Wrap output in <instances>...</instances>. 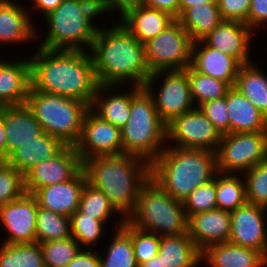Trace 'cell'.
Wrapping results in <instances>:
<instances>
[{
	"label": "cell",
	"mask_w": 267,
	"mask_h": 267,
	"mask_svg": "<svg viewBox=\"0 0 267 267\" xmlns=\"http://www.w3.org/2000/svg\"><path fill=\"white\" fill-rule=\"evenodd\" d=\"M28 58L30 88L77 99L91 107L99 83L89 51L37 47Z\"/></svg>",
	"instance_id": "1"
},
{
	"label": "cell",
	"mask_w": 267,
	"mask_h": 267,
	"mask_svg": "<svg viewBox=\"0 0 267 267\" xmlns=\"http://www.w3.org/2000/svg\"><path fill=\"white\" fill-rule=\"evenodd\" d=\"M89 52L99 84L143 87L151 75L144 44L120 21L98 29Z\"/></svg>",
	"instance_id": "2"
},
{
	"label": "cell",
	"mask_w": 267,
	"mask_h": 267,
	"mask_svg": "<svg viewBox=\"0 0 267 267\" xmlns=\"http://www.w3.org/2000/svg\"><path fill=\"white\" fill-rule=\"evenodd\" d=\"M87 182L101 190L112 208L126 221L135 212L138 194L150 178V163L131 154L98 156L84 160Z\"/></svg>",
	"instance_id": "3"
},
{
	"label": "cell",
	"mask_w": 267,
	"mask_h": 267,
	"mask_svg": "<svg viewBox=\"0 0 267 267\" xmlns=\"http://www.w3.org/2000/svg\"><path fill=\"white\" fill-rule=\"evenodd\" d=\"M217 173L216 153L205 149L167 146L150 163V178L174 199L183 202Z\"/></svg>",
	"instance_id": "4"
},
{
	"label": "cell",
	"mask_w": 267,
	"mask_h": 267,
	"mask_svg": "<svg viewBox=\"0 0 267 267\" xmlns=\"http://www.w3.org/2000/svg\"><path fill=\"white\" fill-rule=\"evenodd\" d=\"M123 154L137 155L149 163L167 143V124L156 111L152 96L142 87L132 98L130 117L120 129Z\"/></svg>",
	"instance_id": "5"
},
{
	"label": "cell",
	"mask_w": 267,
	"mask_h": 267,
	"mask_svg": "<svg viewBox=\"0 0 267 267\" xmlns=\"http://www.w3.org/2000/svg\"><path fill=\"white\" fill-rule=\"evenodd\" d=\"M127 221L160 237L188 233L183 202L174 199L151 178L140 188L135 212Z\"/></svg>",
	"instance_id": "6"
},
{
	"label": "cell",
	"mask_w": 267,
	"mask_h": 267,
	"mask_svg": "<svg viewBox=\"0 0 267 267\" xmlns=\"http://www.w3.org/2000/svg\"><path fill=\"white\" fill-rule=\"evenodd\" d=\"M26 105L46 132L66 146H75L81 132L83 118L90 108L86 103L61 95L29 89Z\"/></svg>",
	"instance_id": "7"
},
{
	"label": "cell",
	"mask_w": 267,
	"mask_h": 267,
	"mask_svg": "<svg viewBox=\"0 0 267 267\" xmlns=\"http://www.w3.org/2000/svg\"><path fill=\"white\" fill-rule=\"evenodd\" d=\"M44 21L48 33L37 47L45 49L89 51L98 30L83 15L79 0H63Z\"/></svg>",
	"instance_id": "8"
},
{
	"label": "cell",
	"mask_w": 267,
	"mask_h": 267,
	"mask_svg": "<svg viewBox=\"0 0 267 267\" xmlns=\"http://www.w3.org/2000/svg\"><path fill=\"white\" fill-rule=\"evenodd\" d=\"M267 160V131L222 135L216 152L217 172L242 174Z\"/></svg>",
	"instance_id": "9"
},
{
	"label": "cell",
	"mask_w": 267,
	"mask_h": 267,
	"mask_svg": "<svg viewBox=\"0 0 267 267\" xmlns=\"http://www.w3.org/2000/svg\"><path fill=\"white\" fill-rule=\"evenodd\" d=\"M159 79L163 83L159 82ZM157 82L160 84L156 87ZM143 87L152 96L156 111L166 124L195 108L191 98L187 68L151 73Z\"/></svg>",
	"instance_id": "10"
},
{
	"label": "cell",
	"mask_w": 267,
	"mask_h": 267,
	"mask_svg": "<svg viewBox=\"0 0 267 267\" xmlns=\"http://www.w3.org/2000/svg\"><path fill=\"white\" fill-rule=\"evenodd\" d=\"M193 41L175 20L145 46V60L151 73L186 69L191 64Z\"/></svg>",
	"instance_id": "11"
},
{
	"label": "cell",
	"mask_w": 267,
	"mask_h": 267,
	"mask_svg": "<svg viewBox=\"0 0 267 267\" xmlns=\"http://www.w3.org/2000/svg\"><path fill=\"white\" fill-rule=\"evenodd\" d=\"M221 137V133L198 107L167 124V143L170 142L167 146L205 149L216 153Z\"/></svg>",
	"instance_id": "12"
},
{
	"label": "cell",
	"mask_w": 267,
	"mask_h": 267,
	"mask_svg": "<svg viewBox=\"0 0 267 267\" xmlns=\"http://www.w3.org/2000/svg\"><path fill=\"white\" fill-rule=\"evenodd\" d=\"M75 149L81 162L92 157L122 155L120 128L89 108L84 115L82 132Z\"/></svg>",
	"instance_id": "13"
},
{
	"label": "cell",
	"mask_w": 267,
	"mask_h": 267,
	"mask_svg": "<svg viewBox=\"0 0 267 267\" xmlns=\"http://www.w3.org/2000/svg\"><path fill=\"white\" fill-rule=\"evenodd\" d=\"M38 203L29 193L0 207V224L7 233L4 244L36 242Z\"/></svg>",
	"instance_id": "14"
},
{
	"label": "cell",
	"mask_w": 267,
	"mask_h": 267,
	"mask_svg": "<svg viewBox=\"0 0 267 267\" xmlns=\"http://www.w3.org/2000/svg\"><path fill=\"white\" fill-rule=\"evenodd\" d=\"M267 208L246 202L230 212V243L261 252L267 258ZM266 224V225H265Z\"/></svg>",
	"instance_id": "15"
},
{
	"label": "cell",
	"mask_w": 267,
	"mask_h": 267,
	"mask_svg": "<svg viewBox=\"0 0 267 267\" xmlns=\"http://www.w3.org/2000/svg\"><path fill=\"white\" fill-rule=\"evenodd\" d=\"M81 168L75 146H65L52 159L40 162L24 175L26 193L33 194L39 188L66 182Z\"/></svg>",
	"instance_id": "16"
},
{
	"label": "cell",
	"mask_w": 267,
	"mask_h": 267,
	"mask_svg": "<svg viewBox=\"0 0 267 267\" xmlns=\"http://www.w3.org/2000/svg\"><path fill=\"white\" fill-rule=\"evenodd\" d=\"M255 33L243 22L223 20L202 41L209 47L237 58L242 64L251 63L250 46Z\"/></svg>",
	"instance_id": "17"
},
{
	"label": "cell",
	"mask_w": 267,
	"mask_h": 267,
	"mask_svg": "<svg viewBox=\"0 0 267 267\" xmlns=\"http://www.w3.org/2000/svg\"><path fill=\"white\" fill-rule=\"evenodd\" d=\"M15 0H2L0 2V45H21L32 43L42 38L37 32L38 28L33 23L31 12ZM30 13V14H29ZM15 43V44H14Z\"/></svg>",
	"instance_id": "18"
},
{
	"label": "cell",
	"mask_w": 267,
	"mask_h": 267,
	"mask_svg": "<svg viewBox=\"0 0 267 267\" xmlns=\"http://www.w3.org/2000/svg\"><path fill=\"white\" fill-rule=\"evenodd\" d=\"M87 181L81 168L70 180L39 188L32 195L38 206L70 217L79 209L81 193Z\"/></svg>",
	"instance_id": "19"
},
{
	"label": "cell",
	"mask_w": 267,
	"mask_h": 267,
	"mask_svg": "<svg viewBox=\"0 0 267 267\" xmlns=\"http://www.w3.org/2000/svg\"><path fill=\"white\" fill-rule=\"evenodd\" d=\"M124 87L129 90L120 93L122 85L99 84L90 107L102 119L120 129L130 117L131 98L142 88L135 85H123L122 90ZM118 91L119 93L117 94Z\"/></svg>",
	"instance_id": "20"
},
{
	"label": "cell",
	"mask_w": 267,
	"mask_h": 267,
	"mask_svg": "<svg viewBox=\"0 0 267 267\" xmlns=\"http://www.w3.org/2000/svg\"><path fill=\"white\" fill-rule=\"evenodd\" d=\"M243 64L222 51L207 46L202 40L193 42L190 66L197 72L235 85Z\"/></svg>",
	"instance_id": "21"
},
{
	"label": "cell",
	"mask_w": 267,
	"mask_h": 267,
	"mask_svg": "<svg viewBox=\"0 0 267 267\" xmlns=\"http://www.w3.org/2000/svg\"><path fill=\"white\" fill-rule=\"evenodd\" d=\"M231 214L218 208L197 213L188 218V234L197 248L229 241Z\"/></svg>",
	"instance_id": "22"
},
{
	"label": "cell",
	"mask_w": 267,
	"mask_h": 267,
	"mask_svg": "<svg viewBox=\"0 0 267 267\" xmlns=\"http://www.w3.org/2000/svg\"><path fill=\"white\" fill-rule=\"evenodd\" d=\"M7 60H0V107L26 104L31 87L29 58Z\"/></svg>",
	"instance_id": "23"
},
{
	"label": "cell",
	"mask_w": 267,
	"mask_h": 267,
	"mask_svg": "<svg viewBox=\"0 0 267 267\" xmlns=\"http://www.w3.org/2000/svg\"><path fill=\"white\" fill-rule=\"evenodd\" d=\"M208 267H267V258L259 251L234 245L216 243L201 251V263Z\"/></svg>",
	"instance_id": "24"
},
{
	"label": "cell",
	"mask_w": 267,
	"mask_h": 267,
	"mask_svg": "<svg viewBox=\"0 0 267 267\" xmlns=\"http://www.w3.org/2000/svg\"><path fill=\"white\" fill-rule=\"evenodd\" d=\"M7 158L21 144L43 133L33 112L26 105L4 106Z\"/></svg>",
	"instance_id": "25"
},
{
	"label": "cell",
	"mask_w": 267,
	"mask_h": 267,
	"mask_svg": "<svg viewBox=\"0 0 267 267\" xmlns=\"http://www.w3.org/2000/svg\"><path fill=\"white\" fill-rule=\"evenodd\" d=\"M66 145L58 138L43 132L32 141L21 144L7 158L6 162L25 175L40 162L52 159Z\"/></svg>",
	"instance_id": "26"
},
{
	"label": "cell",
	"mask_w": 267,
	"mask_h": 267,
	"mask_svg": "<svg viewBox=\"0 0 267 267\" xmlns=\"http://www.w3.org/2000/svg\"><path fill=\"white\" fill-rule=\"evenodd\" d=\"M124 27L142 44L158 36L176 18L168 12L140 6L119 18Z\"/></svg>",
	"instance_id": "27"
},
{
	"label": "cell",
	"mask_w": 267,
	"mask_h": 267,
	"mask_svg": "<svg viewBox=\"0 0 267 267\" xmlns=\"http://www.w3.org/2000/svg\"><path fill=\"white\" fill-rule=\"evenodd\" d=\"M230 133L267 131V117L234 86L227 91Z\"/></svg>",
	"instance_id": "28"
},
{
	"label": "cell",
	"mask_w": 267,
	"mask_h": 267,
	"mask_svg": "<svg viewBox=\"0 0 267 267\" xmlns=\"http://www.w3.org/2000/svg\"><path fill=\"white\" fill-rule=\"evenodd\" d=\"M163 267H197L201 265V251L188 233L160 237L157 254Z\"/></svg>",
	"instance_id": "29"
},
{
	"label": "cell",
	"mask_w": 267,
	"mask_h": 267,
	"mask_svg": "<svg viewBox=\"0 0 267 267\" xmlns=\"http://www.w3.org/2000/svg\"><path fill=\"white\" fill-rule=\"evenodd\" d=\"M107 246L106 253H99L100 267H139L131 238V224L120 219ZM106 254V255H105ZM102 255V256H101ZM104 255V257H103Z\"/></svg>",
	"instance_id": "30"
},
{
	"label": "cell",
	"mask_w": 267,
	"mask_h": 267,
	"mask_svg": "<svg viewBox=\"0 0 267 267\" xmlns=\"http://www.w3.org/2000/svg\"><path fill=\"white\" fill-rule=\"evenodd\" d=\"M176 20L195 42L206 37L223 21V18L217 3H204L186 8Z\"/></svg>",
	"instance_id": "31"
},
{
	"label": "cell",
	"mask_w": 267,
	"mask_h": 267,
	"mask_svg": "<svg viewBox=\"0 0 267 267\" xmlns=\"http://www.w3.org/2000/svg\"><path fill=\"white\" fill-rule=\"evenodd\" d=\"M257 63L243 64L234 87L267 117V75Z\"/></svg>",
	"instance_id": "32"
},
{
	"label": "cell",
	"mask_w": 267,
	"mask_h": 267,
	"mask_svg": "<svg viewBox=\"0 0 267 267\" xmlns=\"http://www.w3.org/2000/svg\"><path fill=\"white\" fill-rule=\"evenodd\" d=\"M247 202L245 181L240 174L216 173L217 208L232 212Z\"/></svg>",
	"instance_id": "33"
},
{
	"label": "cell",
	"mask_w": 267,
	"mask_h": 267,
	"mask_svg": "<svg viewBox=\"0 0 267 267\" xmlns=\"http://www.w3.org/2000/svg\"><path fill=\"white\" fill-rule=\"evenodd\" d=\"M0 267H45L39 243L0 244Z\"/></svg>",
	"instance_id": "34"
},
{
	"label": "cell",
	"mask_w": 267,
	"mask_h": 267,
	"mask_svg": "<svg viewBox=\"0 0 267 267\" xmlns=\"http://www.w3.org/2000/svg\"><path fill=\"white\" fill-rule=\"evenodd\" d=\"M71 236L70 217L38 206L36 218V242L45 243Z\"/></svg>",
	"instance_id": "35"
},
{
	"label": "cell",
	"mask_w": 267,
	"mask_h": 267,
	"mask_svg": "<svg viewBox=\"0 0 267 267\" xmlns=\"http://www.w3.org/2000/svg\"><path fill=\"white\" fill-rule=\"evenodd\" d=\"M187 75L190 84L191 98L195 107H198L206 101L226 96L230 88L226 82L203 75L195 71L191 66L187 67Z\"/></svg>",
	"instance_id": "36"
},
{
	"label": "cell",
	"mask_w": 267,
	"mask_h": 267,
	"mask_svg": "<svg viewBox=\"0 0 267 267\" xmlns=\"http://www.w3.org/2000/svg\"><path fill=\"white\" fill-rule=\"evenodd\" d=\"M70 226L71 236L82 249H93L98 245L97 241L101 240L107 231L106 228H108L104 222L87 216L79 210L70 216Z\"/></svg>",
	"instance_id": "37"
},
{
	"label": "cell",
	"mask_w": 267,
	"mask_h": 267,
	"mask_svg": "<svg viewBox=\"0 0 267 267\" xmlns=\"http://www.w3.org/2000/svg\"><path fill=\"white\" fill-rule=\"evenodd\" d=\"M81 213L87 214V216L94 217L97 220L110 223V219L116 214V211L112 208L110 202L107 200L104 193L92 186L87 181L81 193L79 209ZM114 214V215H112Z\"/></svg>",
	"instance_id": "38"
},
{
	"label": "cell",
	"mask_w": 267,
	"mask_h": 267,
	"mask_svg": "<svg viewBox=\"0 0 267 267\" xmlns=\"http://www.w3.org/2000/svg\"><path fill=\"white\" fill-rule=\"evenodd\" d=\"M45 267H67L82 249L72 237L40 243Z\"/></svg>",
	"instance_id": "39"
},
{
	"label": "cell",
	"mask_w": 267,
	"mask_h": 267,
	"mask_svg": "<svg viewBox=\"0 0 267 267\" xmlns=\"http://www.w3.org/2000/svg\"><path fill=\"white\" fill-rule=\"evenodd\" d=\"M248 203L267 208V160L242 173Z\"/></svg>",
	"instance_id": "40"
},
{
	"label": "cell",
	"mask_w": 267,
	"mask_h": 267,
	"mask_svg": "<svg viewBox=\"0 0 267 267\" xmlns=\"http://www.w3.org/2000/svg\"><path fill=\"white\" fill-rule=\"evenodd\" d=\"M26 193L24 175L6 161L0 163V207Z\"/></svg>",
	"instance_id": "41"
},
{
	"label": "cell",
	"mask_w": 267,
	"mask_h": 267,
	"mask_svg": "<svg viewBox=\"0 0 267 267\" xmlns=\"http://www.w3.org/2000/svg\"><path fill=\"white\" fill-rule=\"evenodd\" d=\"M184 211L187 218L190 216L216 209V174L213 180L197 187L183 201Z\"/></svg>",
	"instance_id": "42"
},
{
	"label": "cell",
	"mask_w": 267,
	"mask_h": 267,
	"mask_svg": "<svg viewBox=\"0 0 267 267\" xmlns=\"http://www.w3.org/2000/svg\"><path fill=\"white\" fill-rule=\"evenodd\" d=\"M131 238L138 265L157 256L160 243L159 235L131 225Z\"/></svg>",
	"instance_id": "43"
},
{
	"label": "cell",
	"mask_w": 267,
	"mask_h": 267,
	"mask_svg": "<svg viewBox=\"0 0 267 267\" xmlns=\"http://www.w3.org/2000/svg\"><path fill=\"white\" fill-rule=\"evenodd\" d=\"M198 108L206 115L214 127L221 135L230 133V119L227 110V93L226 96L206 101L198 106Z\"/></svg>",
	"instance_id": "44"
},
{
	"label": "cell",
	"mask_w": 267,
	"mask_h": 267,
	"mask_svg": "<svg viewBox=\"0 0 267 267\" xmlns=\"http://www.w3.org/2000/svg\"><path fill=\"white\" fill-rule=\"evenodd\" d=\"M252 0H218L217 4L223 20L239 21L247 25Z\"/></svg>",
	"instance_id": "45"
},
{
	"label": "cell",
	"mask_w": 267,
	"mask_h": 267,
	"mask_svg": "<svg viewBox=\"0 0 267 267\" xmlns=\"http://www.w3.org/2000/svg\"><path fill=\"white\" fill-rule=\"evenodd\" d=\"M247 26L254 32L267 26V0H252L247 18ZM257 28V29H256Z\"/></svg>",
	"instance_id": "46"
},
{
	"label": "cell",
	"mask_w": 267,
	"mask_h": 267,
	"mask_svg": "<svg viewBox=\"0 0 267 267\" xmlns=\"http://www.w3.org/2000/svg\"><path fill=\"white\" fill-rule=\"evenodd\" d=\"M80 2V8L81 11L83 13V15L97 28V29H101L103 28V26L101 27L96 26L97 24H95L96 22H94V19L99 18V16L101 17V15L103 14H107L108 16H110L109 14L111 13L109 8H108V4H107V0H79ZM94 22V23H93Z\"/></svg>",
	"instance_id": "47"
},
{
	"label": "cell",
	"mask_w": 267,
	"mask_h": 267,
	"mask_svg": "<svg viewBox=\"0 0 267 267\" xmlns=\"http://www.w3.org/2000/svg\"><path fill=\"white\" fill-rule=\"evenodd\" d=\"M67 267H100L99 252L94 249H81Z\"/></svg>",
	"instance_id": "48"
},
{
	"label": "cell",
	"mask_w": 267,
	"mask_h": 267,
	"mask_svg": "<svg viewBox=\"0 0 267 267\" xmlns=\"http://www.w3.org/2000/svg\"><path fill=\"white\" fill-rule=\"evenodd\" d=\"M107 4L111 14L118 12L122 18L129 10L143 6V0H107Z\"/></svg>",
	"instance_id": "49"
},
{
	"label": "cell",
	"mask_w": 267,
	"mask_h": 267,
	"mask_svg": "<svg viewBox=\"0 0 267 267\" xmlns=\"http://www.w3.org/2000/svg\"><path fill=\"white\" fill-rule=\"evenodd\" d=\"M143 6L168 12L174 18L179 16V0H143Z\"/></svg>",
	"instance_id": "50"
},
{
	"label": "cell",
	"mask_w": 267,
	"mask_h": 267,
	"mask_svg": "<svg viewBox=\"0 0 267 267\" xmlns=\"http://www.w3.org/2000/svg\"><path fill=\"white\" fill-rule=\"evenodd\" d=\"M31 2V5L28 8L30 10H36L38 14H42V17L44 18L46 15H48L50 12H52L54 9H56L63 0H29ZM40 12V13H39Z\"/></svg>",
	"instance_id": "51"
},
{
	"label": "cell",
	"mask_w": 267,
	"mask_h": 267,
	"mask_svg": "<svg viewBox=\"0 0 267 267\" xmlns=\"http://www.w3.org/2000/svg\"><path fill=\"white\" fill-rule=\"evenodd\" d=\"M0 160H7L6 133L4 126V106L0 107Z\"/></svg>",
	"instance_id": "52"
},
{
	"label": "cell",
	"mask_w": 267,
	"mask_h": 267,
	"mask_svg": "<svg viewBox=\"0 0 267 267\" xmlns=\"http://www.w3.org/2000/svg\"><path fill=\"white\" fill-rule=\"evenodd\" d=\"M218 0H179V15L186 9L191 6H200L204 3H217Z\"/></svg>",
	"instance_id": "53"
},
{
	"label": "cell",
	"mask_w": 267,
	"mask_h": 267,
	"mask_svg": "<svg viewBox=\"0 0 267 267\" xmlns=\"http://www.w3.org/2000/svg\"><path fill=\"white\" fill-rule=\"evenodd\" d=\"M139 267H163V264L161 258L157 255L152 259L140 264Z\"/></svg>",
	"instance_id": "54"
}]
</instances>
